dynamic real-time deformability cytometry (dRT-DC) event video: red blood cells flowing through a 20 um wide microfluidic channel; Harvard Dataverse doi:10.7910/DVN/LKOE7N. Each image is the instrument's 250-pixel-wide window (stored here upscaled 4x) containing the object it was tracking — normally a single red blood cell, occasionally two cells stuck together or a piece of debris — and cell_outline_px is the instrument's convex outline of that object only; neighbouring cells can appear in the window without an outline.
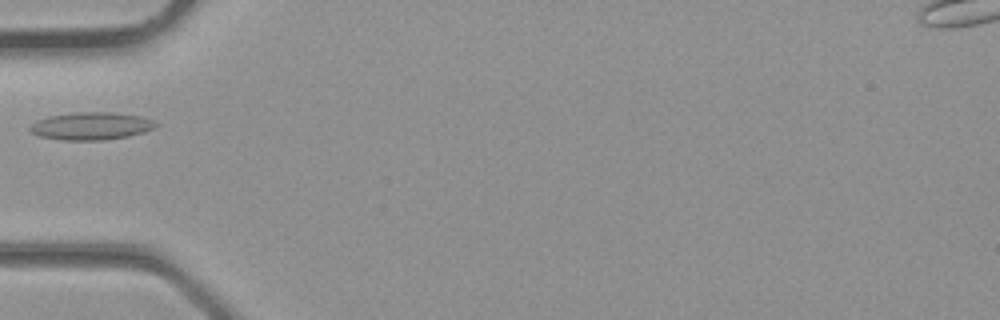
{"species": "common noctule bat (a hibernating species)", "species_latin": "Nyctalus noctula", "temperature_condition": "room temperature", "stored_images_in_passage": 1, "camera_frame_rate_fps": 3000, "um_per_image_px": 0.085, "animal": {"sex": "male", "body_mass_g": 23.1, "forearm_length_mm": 52.7}, "frame": {"image": 1, "passage_image": 1, "time_ms": 0.0, "image_size_px": [1000, 320], "cell_outline_px": [[156, 124], [152, 128], [144, 132], [128, 136], [100, 140], [60, 140], [40, 136], [32, 132], [28, 128], [36, 120], [48, 116], [76, 112], [112, 112], [140, 116], [152, 120]], "centroid_in_image_um": [7.7, 10.71], "position_along_channel_um": 77.3, "area_um2": 20.06}}